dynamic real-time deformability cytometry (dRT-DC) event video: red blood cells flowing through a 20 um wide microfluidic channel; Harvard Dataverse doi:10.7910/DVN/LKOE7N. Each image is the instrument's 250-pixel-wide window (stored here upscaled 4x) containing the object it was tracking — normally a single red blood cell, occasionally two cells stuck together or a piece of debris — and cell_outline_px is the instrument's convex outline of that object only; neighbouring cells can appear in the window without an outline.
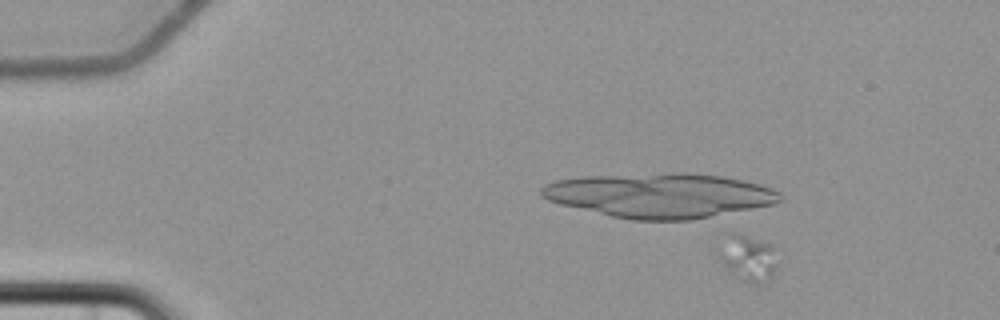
{"species": "common noctule bat (a hibernating species)", "species_latin": "Nyctalus noctula", "temperature_condition": "cold", "stored_images_in_passage": 5, "camera_frame_rate_fps": 3000, "um_per_image_px": 0.085, "animal": {"sex": "female", "body_mass_g": 22.7, "forearm_length_mm": 54.2}, "frame": {"image": 1, "passage_image": 2, "time_ms": 1.0, "image_size_px": [1000, 320], "cell_outline_px": [[776, 272], [764, 284], [748, 284], [732, 272], [724, 264], [720, 256], [728, 232], [732, 232], [768, 244], [776, 248]], "centroid_in_image_um": [63.68, 21.98], "position_along_channel_um": 21.3, "area_um2": 15.14}}
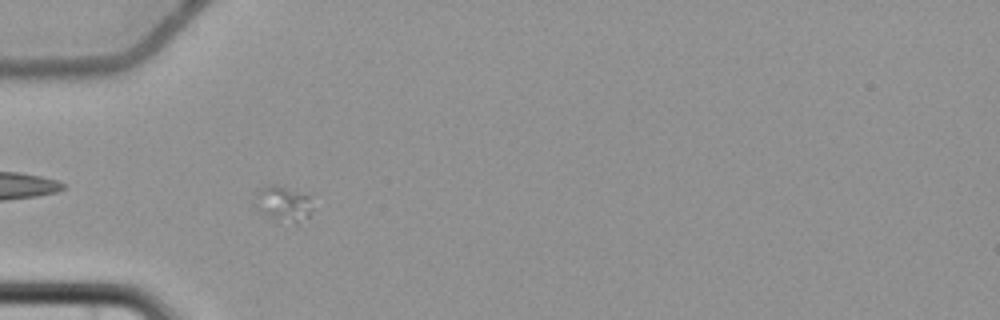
{"frame": {"image": 2, "passage_image": 5, "time_ms": 5.0, "image_size_px": [1000, 320], "cell_outline_px": [[312, 208], [308, 216], [296, 220], [292, 220], [272, 216], [264, 212], [260, 208], [256, 196], [256, 192], [260, 188], [268, 184], [276, 184], [300, 192], [308, 196]], "centroid_in_image_um": [24.09, 17.19], "position_along_channel_um": 60.9, "area_um2": 10.64}}